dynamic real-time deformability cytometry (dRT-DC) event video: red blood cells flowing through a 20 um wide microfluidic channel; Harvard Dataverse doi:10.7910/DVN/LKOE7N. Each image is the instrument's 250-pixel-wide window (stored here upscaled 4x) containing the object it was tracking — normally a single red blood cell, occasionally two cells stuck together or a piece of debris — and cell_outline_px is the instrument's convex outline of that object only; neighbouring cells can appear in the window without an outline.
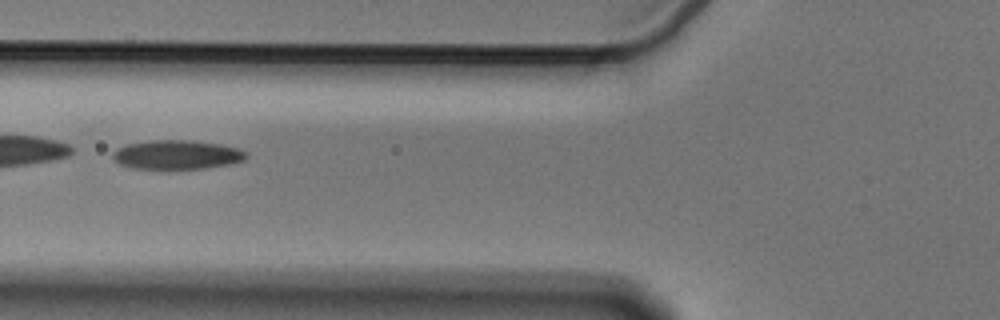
{"species": "Egyptian fruit bat (a non-hibernating species)", "species_latin": "Rousettus aegyptiacus", "temperature_condition": "cold", "stored_images_in_passage": 55, "camera_frame_rate_fps": 3000, "um_per_image_px": 0.085, "animal": {"sex": "male"}, "frame": {"image": 1, "passage_image": 22, "time_ms": 7.0, "image_size_px": [1000, 320], "cell_outline_px": [[248, 156], [244, 160], [228, 164], [204, 168], [128, 168], [112, 160], [112, 152], [116, 148], [124, 144], [148, 140], [192, 140], [220, 144], [236, 148], [248, 152]], "centroid_in_image_um": [14.97, 13.13], "position_along_channel_um": 110.8, "area_um2": 22.77}}
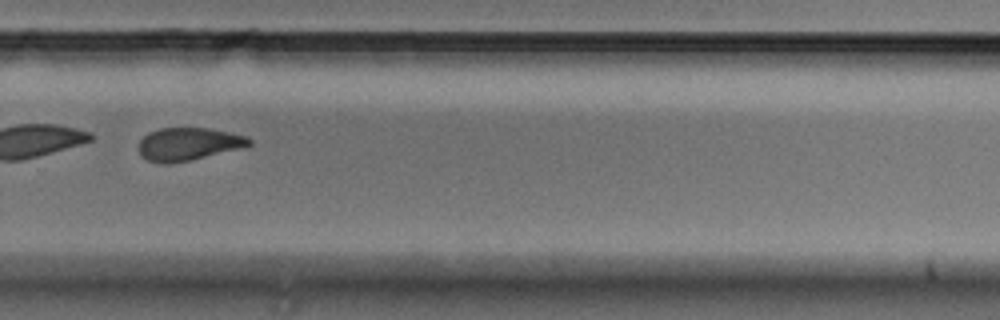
{"frame": {"image": 2, "passage_image": 39, "time_ms": 12.667, "image_size_px": [1000, 320], "cell_outline_px": [[252, 144], [244, 148], [192, 160], [168, 164], [164, 164], [148, 160], [140, 156], [136, 148], [140, 140], [148, 132], [160, 128], [208, 128], [248, 136], [252, 140]], "centroid_in_image_um": [16.01, 12.25], "position_along_channel_um": 313.8, "area_um2": 21.56}}